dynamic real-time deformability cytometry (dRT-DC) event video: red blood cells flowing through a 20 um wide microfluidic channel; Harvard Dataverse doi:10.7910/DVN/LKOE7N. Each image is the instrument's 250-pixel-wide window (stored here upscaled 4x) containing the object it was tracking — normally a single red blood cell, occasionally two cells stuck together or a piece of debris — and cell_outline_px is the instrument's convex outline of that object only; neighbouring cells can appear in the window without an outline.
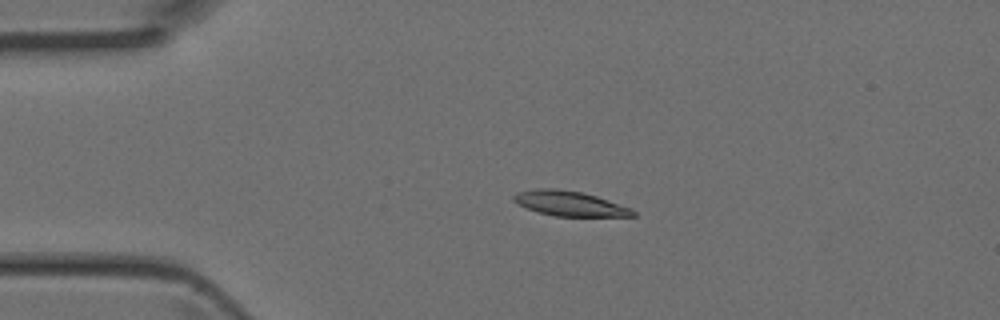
{"species": "Egyptian fruit bat (a non-hibernating species)", "species_latin": "Rousettus aegyptiacus", "temperature_condition": "room temperature", "stored_images_in_passage": 5, "camera_frame_rate_fps": 3000, "um_per_image_px": 0.085, "animal": {"sex": "female"}, "frame": {"image": 1, "passage_image": 3, "time_ms": 0.667, "image_size_px": [1000, 320], "cell_outline_px": [[636, 216], [552, 216], [528, 208], [512, 200], [512, 196], [516, 192], [536, 188], [556, 188], [580, 192], [596, 196], [632, 208], [636, 212]], "centroid_in_image_um": [48.42, 17.29], "position_along_channel_um": 36.6, "area_um2": 17.22}}
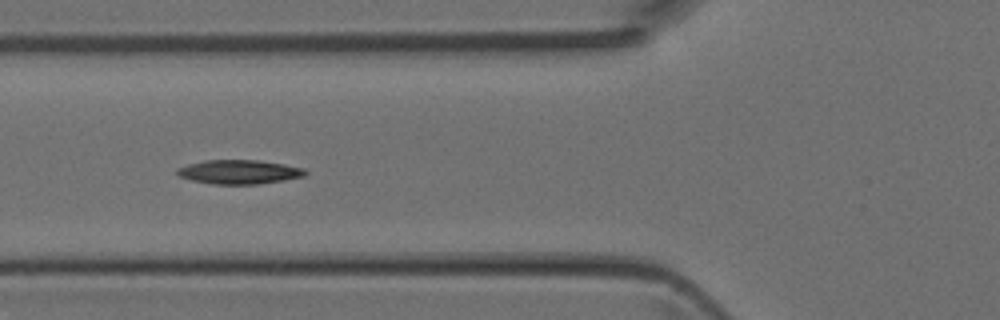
{"frame": {"image": 2, "passage_image": 5, "time_ms": 1.333, "image_size_px": [1000, 320], "cell_outline_px": [[308, 172], [304, 176], [284, 180], [256, 184], [212, 184], [192, 180], [180, 176], [176, 172], [176, 168], [188, 164], [204, 160], [256, 160], [284, 164], [304, 168]], "centroid_in_image_um": [20.32, 14.61], "position_along_channel_um": 105.5, "area_um2": 17.92}}